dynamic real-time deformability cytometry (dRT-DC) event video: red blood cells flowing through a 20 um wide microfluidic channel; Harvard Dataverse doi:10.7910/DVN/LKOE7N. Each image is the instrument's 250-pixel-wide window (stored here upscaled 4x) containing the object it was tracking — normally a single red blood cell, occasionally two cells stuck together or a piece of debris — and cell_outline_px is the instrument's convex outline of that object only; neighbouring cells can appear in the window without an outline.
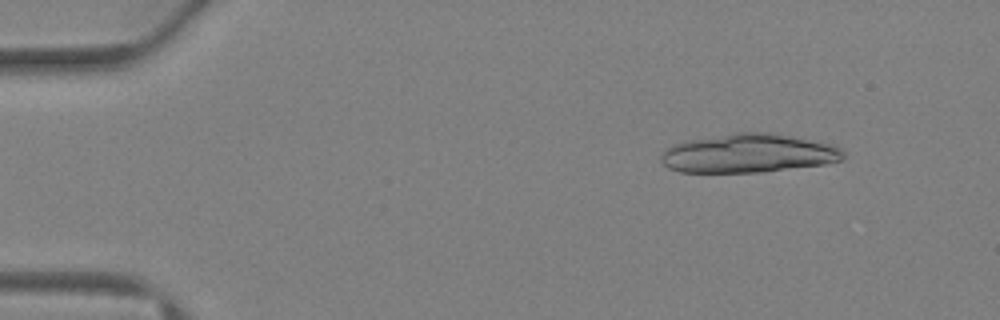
{"species": "Egyptian fruit bat (a non-hibernating species)", "species_latin": "Rousettus aegyptiacus", "temperature_condition": "warm", "stored_images_in_passage": 15, "camera_frame_rate_fps": 3000, "um_per_image_px": 0.085, "animal": {"sex": "female"}, "frame": {"image": 1, "passage_image": 5, "time_ms": 1.333, "image_size_px": [1000, 320], "cell_outline_px": [[844, 160], [824, 164], [764, 172], [680, 172], [668, 168], [660, 160], [660, 156], [672, 144], [684, 140], [732, 132], [772, 132], [832, 144], [840, 148], [844, 152]], "centroid_in_image_um": [63.61, 13.02], "position_along_channel_um": 21.4, "area_um2": 41.62}}